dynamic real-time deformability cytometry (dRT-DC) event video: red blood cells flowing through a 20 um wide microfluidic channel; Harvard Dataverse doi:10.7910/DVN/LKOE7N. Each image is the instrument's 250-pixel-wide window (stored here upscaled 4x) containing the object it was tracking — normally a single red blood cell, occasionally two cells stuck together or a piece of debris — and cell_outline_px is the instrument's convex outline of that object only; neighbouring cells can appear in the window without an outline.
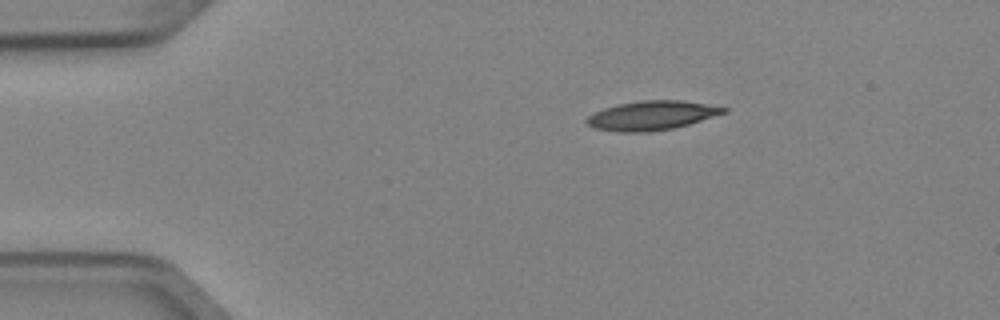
{"species": "Egyptian fruit bat (a non-hibernating species)", "species_latin": "Rousettus aegyptiacus", "temperature_condition": "cold", "stored_images_in_passage": 4, "camera_frame_rate_fps": 3000, "um_per_image_px": 0.085, "animal": {"sex": "female"}, "frame": {"image": 1, "passage_image": 4, "time_ms": 1.0, "image_size_px": [1000, 320], "cell_outline_px": [[728, 112], [688, 124], [672, 128], [648, 132], [620, 132], [596, 128], [588, 124], [584, 120], [588, 116], [604, 108], [620, 104], [644, 100], [680, 100], [728, 108]], "centroid_in_image_um": [55.4, 9.82], "position_along_channel_um": 29.6, "area_um2": 22.89}}